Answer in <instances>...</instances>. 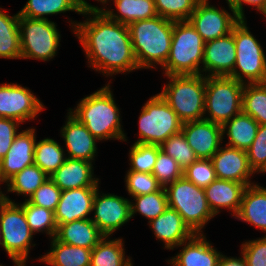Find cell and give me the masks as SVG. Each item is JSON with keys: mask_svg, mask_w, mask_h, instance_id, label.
<instances>
[{"mask_svg": "<svg viewBox=\"0 0 266 266\" xmlns=\"http://www.w3.org/2000/svg\"><path fill=\"white\" fill-rule=\"evenodd\" d=\"M82 15L89 16L70 24L92 69L107 77L139 69L128 25L111 20L99 7L84 8Z\"/></svg>", "mask_w": 266, "mask_h": 266, "instance_id": "6da1fadb", "label": "cell"}, {"mask_svg": "<svg viewBox=\"0 0 266 266\" xmlns=\"http://www.w3.org/2000/svg\"><path fill=\"white\" fill-rule=\"evenodd\" d=\"M110 82L82 98L76 108H69L68 111L99 141L117 139L127 142L120 123V110L115 103Z\"/></svg>", "mask_w": 266, "mask_h": 266, "instance_id": "7a4b0ae2", "label": "cell"}, {"mask_svg": "<svg viewBox=\"0 0 266 266\" xmlns=\"http://www.w3.org/2000/svg\"><path fill=\"white\" fill-rule=\"evenodd\" d=\"M174 21L156 16L128 25L139 70L164 67L170 53Z\"/></svg>", "mask_w": 266, "mask_h": 266, "instance_id": "3957f363", "label": "cell"}, {"mask_svg": "<svg viewBox=\"0 0 266 266\" xmlns=\"http://www.w3.org/2000/svg\"><path fill=\"white\" fill-rule=\"evenodd\" d=\"M205 41L189 20L174 21L169 57L164 75L202 74Z\"/></svg>", "mask_w": 266, "mask_h": 266, "instance_id": "277c9868", "label": "cell"}, {"mask_svg": "<svg viewBox=\"0 0 266 266\" xmlns=\"http://www.w3.org/2000/svg\"><path fill=\"white\" fill-rule=\"evenodd\" d=\"M0 227L4 250L15 266H26L34 233L27 223L23 208L0 190ZM32 244V245H31Z\"/></svg>", "mask_w": 266, "mask_h": 266, "instance_id": "5b68a950", "label": "cell"}, {"mask_svg": "<svg viewBox=\"0 0 266 266\" xmlns=\"http://www.w3.org/2000/svg\"><path fill=\"white\" fill-rule=\"evenodd\" d=\"M169 82L159 93L185 123L204 119L205 75H165Z\"/></svg>", "mask_w": 266, "mask_h": 266, "instance_id": "8992f818", "label": "cell"}, {"mask_svg": "<svg viewBox=\"0 0 266 266\" xmlns=\"http://www.w3.org/2000/svg\"><path fill=\"white\" fill-rule=\"evenodd\" d=\"M169 207L175 209L194 233L215 216L210 210L204 188L198 187L184 176L165 187Z\"/></svg>", "mask_w": 266, "mask_h": 266, "instance_id": "52a82bcc", "label": "cell"}, {"mask_svg": "<svg viewBox=\"0 0 266 266\" xmlns=\"http://www.w3.org/2000/svg\"><path fill=\"white\" fill-rule=\"evenodd\" d=\"M244 83L229 76H205L204 119L223 125L242 112Z\"/></svg>", "mask_w": 266, "mask_h": 266, "instance_id": "ba28073f", "label": "cell"}, {"mask_svg": "<svg viewBox=\"0 0 266 266\" xmlns=\"http://www.w3.org/2000/svg\"><path fill=\"white\" fill-rule=\"evenodd\" d=\"M232 33L235 41L236 62L229 77L244 84L266 83V55L261 44L249 31L246 19L240 20L233 27Z\"/></svg>", "mask_w": 266, "mask_h": 266, "instance_id": "9c48e42d", "label": "cell"}, {"mask_svg": "<svg viewBox=\"0 0 266 266\" xmlns=\"http://www.w3.org/2000/svg\"><path fill=\"white\" fill-rule=\"evenodd\" d=\"M183 122L158 93L142 106L139 115V139L135 143L160 146L170 136L181 132Z\"/></svg>", "mask_w": 266, "mask_h": 266, "instance_id": "30bf717a", "label": "cell"}, {"mask_svg": "<svg viewBox=\"0 0 266 266\" xmlns=\"http://www.w3.org/2000/svg\"><path fill=\"white\" fill-rule=\"evenodd\" d=\"M55 22L19 17L21 59L49 61L60 46L61 35Z\"/></svg>", "mask_w": 266, "mask_h": 266, "instance_id": "8fae6325", "label": "cell"}, {"mask_svg": "<svg viewBox=\"0 0 266 266\" xmlns=\"http://www.w3.org/2000/svg\"><path fill=\"white\" fill-rule=\"evenodd\" d=\"M45 109L44 104L32 91L20 84L0 85V117L20 123L36 120L35 117Z\"/></svg>", "mask_w": 266, "mask_h": 266, "instance_id": "7c38bea8", "label": "cell"}, {"mask_svg": "<svg viewBox=\"0 0 266 266\" xmlns=\"http://www.w3.org/2000/svg\"><path fill=\"white\" fill-rule=\"evenodd\" d=\"M99 192L97 189L93 200L91 221L104 236L110 237L132 218L130 199L112 193L101 192L100 195Z\"/></svg>", "mask_w": 266, "mask_h": 266, "instance_id": "4fadbf2b", "label": "cell"}, {"mask_svg": "<svg viewBox=\"0 0 266 266\" xmlns=\"http://www.w3.org/2000/svg\"><path fill=\"white\" fill-rule=\"evenodd\" d=\"M209 4V0H200L189 18L205 42L230 34L240 21L236 14Z\"/></svg>", "mask_w": 266, "mask_h": 266, "instance_id": "5bb4252c", "label": "cell"}, {"mask_svg": "<svg viewBox=\"0 0 266 266\" xmlns=\"http://www.w3.org/2000/svg\"><path fill=\"white\" fill-rule=\"evenodd\" d=\"M35 131V128H28L18 132L15 136L10 149L0 160V184L7 183L25 167L34 164L37 137Z\"/></svg>", "mask_w": 266, "mask_h": 266, "instance_id": "9a60e30c", "label": "cell"}, {"mask_svg": "<svg viewBox=\"0 0 266 266\" xmlns=\"http://www.w3.org/2000/svg\"><path fill=\"white\" fill-rule=\"evenodd\" d=\"M181 131L198 159H211L223 141L222 125L206 119L185 122Z\"/></svg>", "mask_w": 266, "mask_h": 266, "instance_id": "2e32d148", "label": "cell"}, {"mask_svg": "<svg viewBox=\"0 0 266 266\" xmlns=\"http://www.w3.org/2000/svg\"><path fill=\"white\" fill-rule=\"evenodd\" d=\"M211 161L218 179L232 180L246 186L255 184L250 179L255 172L250 167L246 150L225 145L211 157Z\"/></svg>", "mask_w": 266, "mask_h": 266, "instance_id": "e0dca14e", "label": "cell"}, {"mask_svg": "<svg viewBox=\"0 0 266 266\" xmlns=\"http://www.w3.org/2000/svg\"><path fill=\"white\" fill-rule=\"evenodd\" d=\"M234 35L205 42L202 73L205 76H229L236 62ZM208 73V74H207Z\"/></svg>", "mask_w": 266, "mask_h": 266, "instance_id": "ac0fdd59", "label": "cell"}, {"mask_svg": "<svg viewBox=\"0 0 266 266\" xmlns=\"http://www.w3.org/2000/svg\"><path fill=\"white\" fill-rule=\"evenodd\" d=\"M67 115L60 132L67 148L66 157L93 162L97 155L96 141L99 140L70 112Z\"/></svg>", "mask_w": 266, "mask_h": 266, "instance_id": "d6986e66", "label": "cell"}, {"mask_svg": "<svg viewBox=\"0 0 266 266\" xmlns=\"http://www.w3.org/2000/svg\"><path fill=\"white\" fill-rule=\"evenodd\" d=\"M98 188L82 187L62 191L60 201L54 212L57 226L75 220L91 219L88 215L93 212V200Z\"/></svg>", "mask_w": 266, "mask_h": 266, "instance_id": "ffe728a7", "label": "cell"}, {"mask_svg": "<svg viewBox=\"0 0 266 266\" xmlns=\"http://www.w3.org/2000/svg\"><path fill=\"white\" fill-rule=\"evenodd\" d=\"M180 246H183V249L170 260L168 259V264L172 266H219L222 253L207 241L204 233H195L178 245V248Z\"/></svg>", "mask_w": 266, "mask_h": 266, "instance_id": "44dd1931", "label": "cell"}, {"mask_svg": "<svg viewBox=\"0 0 266 266\" xmlns=\"http://www.w3.org/2000/svg\"><path fill=\"white\" fill-rule=\"evenodd\" d=\"M157 240L162 241L165 249L174 250L178 245L191 238L195 233L184 222L181 215L169 207L156 219L148 222Z\"/></svg>", "mask_w": 266, "mask_h": 266, "instance_id": "7402d4cb", "label": "cell"}, {"mask_svg": "<svg viewBox=\"0 0 266 266\" xmlns=\"http://www.w3.org/2000/svg\"><path fill=\"white\" fill-rule=\"evenodd\" d=\"M93 163L66 157L64 163L50 179L62 190L82 187H99V178L94 177Z\"/></svg>", "mask_w": 266, "mask_h": 266, "instance_id": "603a6c76", "label": "cell"}, {"mask_svg": "<svg viewBox=\"0 0 266 266\" xmlns=\"http://www.w3.org/2000/svg\"><path fill=\"white\" fill-rule=\"evenodd\" d=\"M246 185L232 180L216 178L210 185L204 188L208 206L216 216L223 208L232 211L235 217L241 207L242 196Z\"/></svg>", "mask_w": 266, "mask_h": 266, "instance_id": "cb8c5ba5", "label": "cell"}, {"mask_svg": "<svg viewBox=\"0 0 266 266\" xmlns=\"http://www.w3.org/2000/svg\"><path fill=\"white\" fill-rule=\"evenodd\" d=\"M55 238L65 244L92 250L104 238V235L91 219H81L59 224Z\"/></svg>", "mask_w": 266, "mask_h": 266, "instance_id": "d4e9b609", "label": "cell"}, {"mask_svg": "<svg viewBox=\"0 0 266 266\" xmlns=\"http://www.w3.org/2000/svg\"><path fill=\"white\" fill-rule=\"evenodd\" d=\"M234 218L266 233V187H261L257 183L247 186L242 196L240 210Z\"/></svg>", "mask_w": 266, "mask_h": 266, "instance_id": "484cf974", "label": "cell"}, {"mask_svg": "<svg viewBox=\"0 0 266 266\" xmlns=\"http://www.w3.org/2000/svg\"><path fill=\"white\" fill-rule=\"evenodd\" d=\"M110 0L103 3L100 9L111 19L124 25L132 22L145 20L158 16L154 0H113L117 12L114 9H106L104 4H108Z\"/></svg>", "mask_w": 266, "mask_h": 266, "instance_id": "4316f807", "label": "cell"}, {"mask_svg": "<svg viewBox=\"0 0 266 266\" xmlns=\"http://www.w3.org/2000/svg\"><path fill=\"white\" fill-rule=\"evenodd\" d=\"M50 245L49 252L39 257V262L50 266H90L91 249L65 244L55 237Z\"/></svg>", "mask_w": 266, "mask_h": 266, "instance_id": "83f0119b", "label": "cell"}, {"mask_svg": "<svg viewBox=\"0 0 266 266\" xmlns=\"http://www.w3.org/2000/svg\"><path fill=\"white\" fill-rule=\"evenodd\" d=\"M259 124L251 116L241 112L222 125L223 139L227 134L226 146L247 150L257 135Z\"/></svg>", "mask_w": 266, "mask_h": 266, "instance_id": "f1b7e54d", "label": "cell"}, {"mask_svg": "<svg viewBox=\"0 0 266 266\" xmlns=\"http://www.w3.org/2000/svg\"><path fill=\"white\" fill-rule=\"evenodd\" d=\"M84 8L80 0H28L18 14L30 19L48 20L46 15H57L67 11L82 14Z\"/></svg>", "mask_w": 266, "mask_h": 266, "instance_id": "f546056e", "label": "cell"}, {"mask_svg": "<svg viewBox=\"0 0 266 266\" xmlns=\"http://www.w3.org/2000/svg\"><path fill=\"white\" fill-rule=\"evenodd\" d=\"M124 241L121 238H104L91 250L90 266H133L131 258L125 257Z\"/></svg>", "mask_w": 266, "mask_h": 266, "instance_id": "4dcf8cb0", "label": "cell"}, {"mask_svg": "<svg viewBox=\"0 0 266 266\" xmlns=\"http://www.w3.org/2000/svg\"><path fill=\"white\" fill-rule=\"evenodd\" d=\"M0 7V58L21 59L19 14L13 16Z\"/></svg>", "mask_w": 266, "mask_h": 266, "instance_id": "1f68e13d", "label": "cell"}, {"mask_svg": "<svg viewBox=\"0 0 266 266\" xmlns=\"http://www.w3.org/2000/svg\"><path fill=\"white\" fill-rule=\"evenodd\" d=\"M66 154L62 146L52 138H44L35 144L34 164L49 177L65 161Z\"/></svg>", "mask_w": 266, "mask_h": 266, "instance_id": "d6a6232c", "label": "cell"}, {"mask_svg": "<svg viewBox=\"0 0 266 266\" xmlns=\"http://www.w3.org/2000/svg\"><path fill=\"white\" fill-rule=\"evenodd\" d=\"M242 112L259 125H266V83H245L242 92Z\"/></svg>", "mask_w": 266, "mask_h": 266, "instance_id": "836d02e7", "label": "cell"}, {"mask_svg": "<svg viewBox=\"0 0 266 266\" xmlns=\"http://www.w3.org/2000/svg\"><path fill=\"white\" fill-rule=\"evenodd\" d=\"M49 176L37 165L25 167L21 172L14 175L7 183V193L27 196V199L47 180Z\"/></svg>", "mask_w": 266, "mask_h": 266, "instance_id": "e575fe53", "label": "cell"}, {"mask_svg": "<svg viewBox=\"0 0 266 266\" xmlns=\"http://www.w3.org/2000/svg\"><path fill=\"white\" fill-rule=\"evenodd\" d=\"M133 200H130L131 205V217L136 213H140L150 222L156 219L168 208L167 193L164 187H161L158 191L149 193L146 195H138Z\"/></svg>", "mask_w": 266, "mask_h": 266, "instance_id": "d590c367", "label": "cell"}, {"mask_svg": "<svg viewBox=\"0 0 266 266\" xmlns=\"http://www.w3.org/2000/svg\"><path fill=\"white\" fill-rule=\"evenodd\" d=\"M19 205L23 208L27 223L34 234L37 232H45L51 239L55 237L57 224L55 221V213L52 210L33 205L26 198Z\"/></svg>", "mask_w": 266, "mask_h": 266, "instance_id": "8d00e7d4", "label": "cell"}, {"mask_svg": "<svg viewBox=\"0 0 266 266\" xmlns=\"http://www.w3.org/2000/svg\"><path fill=\"white\" fill-rule=\"evenodd\" d=\"M160 148L167 155L174 158L182 170H185L198 158L192 148L188 145L183 132H179L167 138Z\"/></svg>", "mask_w": 266, "mask_h": 266, "instance_id": "74e56055", "label": "cell"}, {"mask_svg": "<svg viewBox=\"0 0 266 266\" xmlns=\"http://www.w3.org/2000/svg\"><path fill=\"white\" fill-rule=\"evenodd\" d=\"M158 156V145L133 143L129 150L130 169L152 173Z\"/></svg>", "mask_w": 266, "mask_h": 266, "instance_id": "f35d334b", "label": "cell"}, {"mask_svg": "<svg viewBox=\"0 0 266 266\" xmlns=\"http://www.w3.org/2000/svg\"><path fill=\"white\" fill-rule=\"evenodd\" d=\"M157 15L173 21L189 20L200 0H154Z\"/></svg>", "mask_w": 266, "mask_h": 266, "instance_id": "ab89813d", "label": "cell"}, {"mask_svg": "<svg viewBox=\"0 0 266 266\" xmlns=\"http://www.w3.org/2000/svg\"><path fill=\"white\" fill-rule=\"evenodd\" d=\"M152 174L157 178L162 187L173 183L183 176V170L171 156L167 155L158 146V156Z\"/></svg>", "mask_w": 266, "mask_h": 266, "instance_id": "60d3db41", "label": "cell"}, {"mask_svg": "<svg viewBox=\"0 0 266 266\" xmlns=\"http://www.w3.org/2000/svg\"><path fill=\"white\" fill-rule=\"evenodd\" d=\"M125 186L131 197L146 195L158 191L162 186L152 173L127 170Z\"/></svg>", "mask_w": 266, "mask_h": 266, "instance_id": "b9f144b4", "label": "cell"}, {"mask_svg": "<svg viewBox=\"0 0 266 266\" xmlns=\"http://www.w3.org/2000/svg\"><path fill=\"white\" fill-rule=\"evenodd\" d=\"M183 176L201 188H206L217 178L211 159H197L183 170Z\"/></svg>", "mask_w": 266, "mask_h": 266, "instance_id": "7bdbcfd3", "label": "cell"}, {"mask_svg": "<svg viewBox=\"0 0 266 266\" xmlns=\"http://www.w3.org/2000/svg\"><path fill=\"white\" fill-rule=\"evenodd\" d=\"M62 190L48 178L45 182L28 198L29 203L56 211L60 201Z\"/></svg>", "mask_w": 266, "mask_h": 266, "instance_id": "ee69618b", "label": "cell"}, {"mask_svg": "<svg viewBox=\"0 0 266 266\" xmlns=\"http://www.w3.org/2000/svg\"><path fill=\"white\" fill-rule=\"evenodd\" d=\"M246 152L250 167L257 173L266 164V125H259L257 135Z\"/></svg>", "mask_w": 266, "mask_h": 266, "instance_id": "f6af8a7d", "label": "cell"}, {"mask_svg": "<svg viewBox=\"0 0 266 266\" xmlns=\"http://www.w3.org/2000/svg\"><path fill=\"white\" fill-rule=\"evenodd\" d=\"M241 248L247 266H266V235L242 243Z\"/></svg>", "mask_w": 266, "mask_h": 266, "instance_id": "bcb514c9", "label": "cell"}, {"mask_svg": "<svg viewBox=\"0 0 266 266\" xmlns=\"http://www.w3.org/2000/svg\"><path fill=\"white\" fill-rule=\"evenodd\" d=\"M20 122L0 117V160L10 149L17 132Z\"/></svg>", "mask_w": 266, "mask_h": 266, "instance_id": "7dc6e473", "label": "cell"}, {"mask_svg": "<svg viewBox=\"0 0 266 266\" xmlns=\"http://www.w3.org/2000/svg\"><path fill=\"white\" fill-rule=\"evenodd\" d=\"M229 9L231 10L232 14H236L240 20H245L244 15V4L253 6L258 12H261L263 10V7L265 5L266 0H226Z\"/></svg>", "mask_w": 266, "mask_h": 266, "instance_id": "c3c4849f", "label": "cell"}, {"mask_svg": "<svg viewBox=\"0 0 266 266\" xmlns=\"http://www.w3.org/2000/svg\"><path fill=\"white\" fill-rule=\"evenodd\" d=\"M241 258L227 257L222 253L219 261V266H247L244 256L241 254Z\"/></svg>", "mask_w": 266, "mask_h": 266, "instance_id": "681fc988", "label": "cell"}, {"mask_svg": "<svg viewBox=\"0 0 266 266\" xmlns=\"http://www.w3.org/2000/svg\"><path fill=\"white\" fill-rule=\"evenodd\" d=\"M81 1V3H82V5L85 7V8H87V7H98V6H93V5H91V4H89L87 1H85V0H80ZM96 1H98V2H100V4L102 3H104L106 0H96Z\"/></svg>", "mask_w": 266, "mask_h": 266, "instance_id": "f907efd6", "label": "cell"}, {"mask_svg": "<svg viewBox=\"0 0 266 266\" xmlns=\"http://www.w3.org/2000/svg\"><path fill=\"white\" fill-rule=\"evenodd\" d=\"M258 173H266V164L257 172Z\"/></svg>", "mask_w": 266, "mask_h": 266, "instance_id": "816d5d0a", "label": "cell"}, {"mask_svg": "<svg viewBox=\"0 0 266 266\" xmlns=\"http://www.w3.org/2000/svg\"><path fill=\"white\" fill-rule=\"evenodd\" d=\"M261 14H263L264 17L266 18V1H265V5L263 7V10L261 11Z\"/></svg>", "mask_w": 266, "mask_h": 266, "instance_id": "f5cc1de1", "label": "cell"}, {"mask_svg": "<svg viewBox=\"0 0 266 266\" xmlns=\"http://www.w3.org/2000/svg\"><path fill=\"white\" fill-rule=\"evenodd\" d=\"M2 244V238H1V227H0V245Z\"/></svg>", "mask_w": 266, "mask_h": 266, "instance_id": "db71d44e", "label": "cell"}]
</instances>
